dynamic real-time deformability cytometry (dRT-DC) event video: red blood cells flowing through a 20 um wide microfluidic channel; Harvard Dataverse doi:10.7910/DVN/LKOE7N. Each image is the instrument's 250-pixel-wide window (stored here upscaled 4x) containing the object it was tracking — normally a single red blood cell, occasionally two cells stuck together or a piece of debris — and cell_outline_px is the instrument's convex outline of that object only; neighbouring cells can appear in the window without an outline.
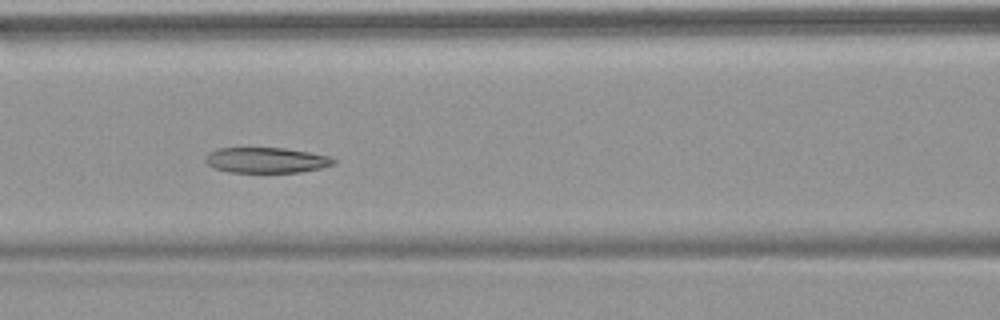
{"species": "common noctule bat (a hibernating species)", "species_latin": "Nyctalus noctula", "temperature_condition": "warm", "stored_images_in_passage": 7, "camera_frame_rate_fps": 3000, "um_per_image_px": 0.085, "animal": {"sex": "female", "body_mass_g": 18.4}, "frame": {"image": 1, "passage_image": 6, "time_ms": 6.667, "image_size_px": [1000, 320], "cell_outline_px": [[336, 164], [320, 168], [300, 172], [228, 172], [212, 168], [204, 160], [204, 156], [208, 152], [216, 148], [284, 148], [332, 156], [336, 160]], "centroid_in_image_um": [22.61, 13.61], "position_along_channel_um": 144.0, "area_um2": 19.25}}
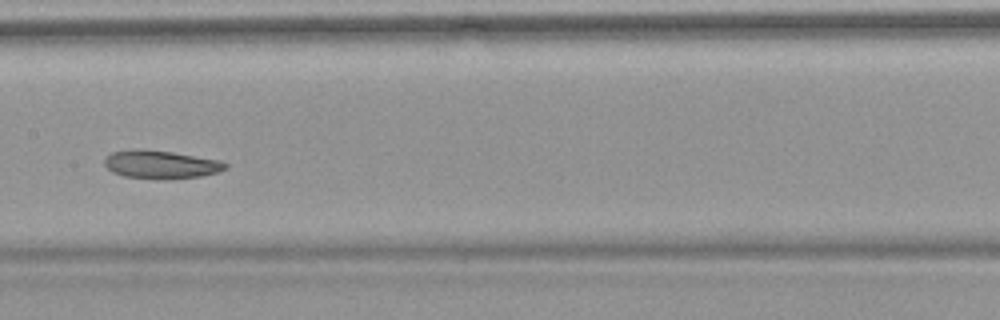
{"frame": {"image": 2, "passage_image": 7, "time_ms": 8.0, "image_size_px": [1000, 320], "cell_outline_px": [[228, 168], [216, 172], [200, 176], [164, 180], [124, 176], [112, 172], [104, 164], [104, 156], [112, 152], [132, 148], [144, 148], [172, 152], [220, 160], [228, 164]], "centroid_in_image_um": [13.63, 13.97], "position_along_channel_um": 193.8, "area_um2": 20.17}}